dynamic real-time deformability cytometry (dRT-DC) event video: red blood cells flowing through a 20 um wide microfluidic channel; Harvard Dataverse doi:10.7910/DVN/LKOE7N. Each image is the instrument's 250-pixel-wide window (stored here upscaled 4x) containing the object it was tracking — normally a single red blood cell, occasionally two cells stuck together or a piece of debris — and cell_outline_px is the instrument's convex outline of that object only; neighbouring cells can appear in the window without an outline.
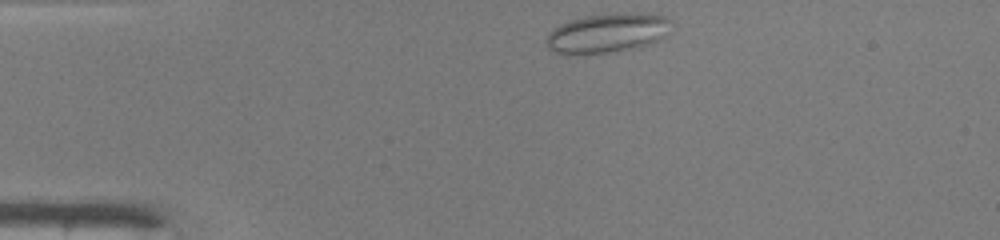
{"species": "common noctule bat (a hibernating species)", "species_latin": "Nyctalus noctula", "temperature_condition": "warm", "stored_images_in_passage": 39, "camera_frame_rate_fps": 3000, "um_per_image_px": 0.085, "animal": {"sex": "male", "body_mass_g": 19.0, "forearm_length_mm": 50.8}, "frame": {"image": 1, "passage_image": 1, "time_ms": 0.0, "image_size_px": [1000, 240], "cell_outline_px": [[672, 20], [664, 36], [648, 44], [588, 56], [564, 56], [552, 52], [548, 48], [544, 40], [548, 32], [552, 28], [568, 20], [588, 16], [624, 12], [640, 12], [668, 16]], "centroid_in_image_um": [51.51, 2.82], "position_along_channel_um": 33.5, "area_um2": 29.36}}
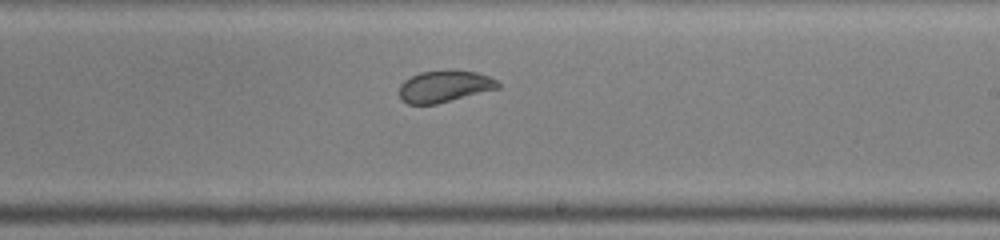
{"frame": {"image": 2, "passage_image": 20, "time_ms": 6.333, "image_size_px": [1000, 240], "cell_outline_px": [[500, 88], [436, 104], [408, 104], [400, 96], [400, 84], [404, 80], [420, 72], [448, 68], [476, 72], [488, 76], [496, 80], [500, 84]], "centroid_in_image_um": [37.8, 7.31], "position_along_channel_um": 251.2, "area_um2": 18.44}}
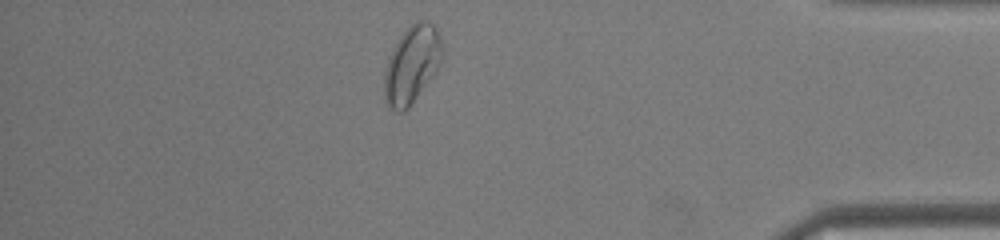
{"frame": {"image": 3, "passage_image": 33, "time_ms": 10.667, "image_size_px": [1000, 240], "cell_outline_px": [[444, 56], [436, 72], [408, 108], [404, 112], [400, 112], [388, 108], [384, 100], [384, 72], [392, 48], [400, 36], [416, 20], [428, 20], [436, 28], [440, 36], [444, 52]], "centroid_in_image_um": [35.01, 5.49], "position_along_channel_um": 400.2, "area_um2": 26.41}, "authors_computed_cell_mechanics": {"area_um2": 20.8658, "velocity_mm_per_s": 4.2087, "shape_relaxation_time_tau1_ms": null, "shape_relaxation_time_tau2_ms": 0.4738, "deformation_change_tau1": null, "deformation_change_tau2": 0.0583}}